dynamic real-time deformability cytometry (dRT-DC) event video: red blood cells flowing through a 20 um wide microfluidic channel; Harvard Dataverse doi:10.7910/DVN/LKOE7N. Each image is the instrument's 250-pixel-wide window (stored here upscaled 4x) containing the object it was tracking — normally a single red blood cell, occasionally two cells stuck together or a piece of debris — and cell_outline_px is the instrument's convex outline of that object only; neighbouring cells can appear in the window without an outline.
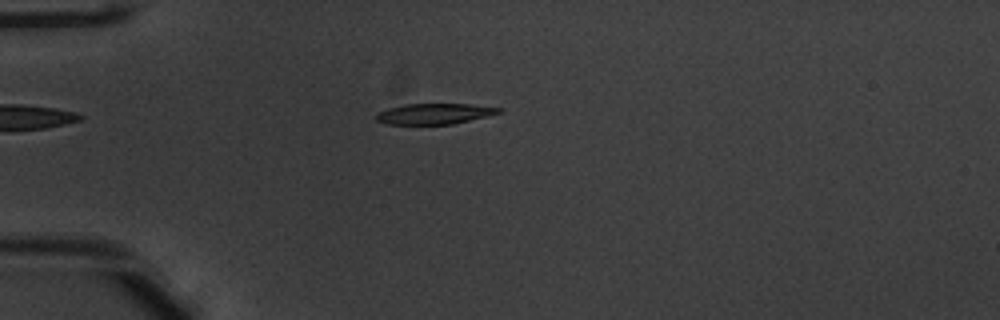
{"species": "common noctule bat (a hibernating species)", "species_latin": "Nyctalus noctula", "temperature_condition": "warm", "stored_images_in_passage": 52, "camera_frame_rate_fps": 3000, "um_per_image_px": 0.085, "animal": {"sex": "male", "body_mass_g": 20.1, "forearm_length_mm": 53.5}, "frame": {"image": 1, "passage_image": 15, "time_ms": 4.667, "image_size_px": [1000, 320], "cell_outline_px": [[500, 112], [452, 124], [388, 124], [376, 120], [376, 112], [388, 108], [404, 104], [468, 104], [500, 108]], "centroid_in_image_um": [36.82, 9.66], "position_along_channel_um": 48.2, "area_um2": 14.45}}
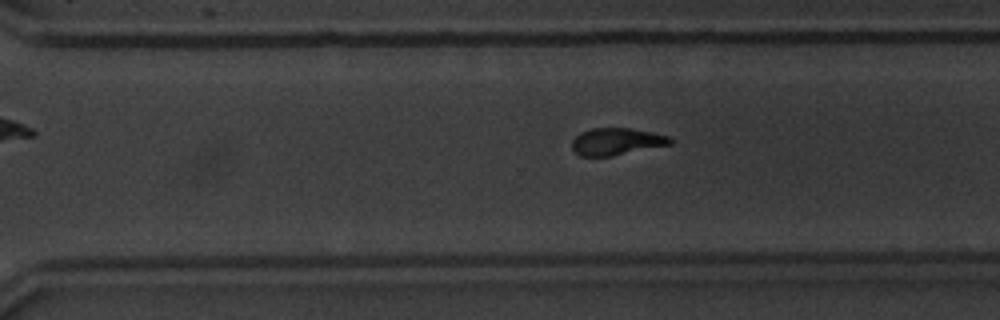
{"frame": {"image": 2, "passage_image": 37, "time_ms": 12.0, "image_size_px": [1000, 320], "cell_outline_px": [[672, 144], [612, 156], [580, 156], [572, 148], [572, 140], [580, 132], [592, 128], [632, 128], [652, 132], [668, 136], [672, 140]], "centroid_in_image_um": [52.4, 12.03], "position_along_channel_um": 318.2, "area_um2": 15.49}}
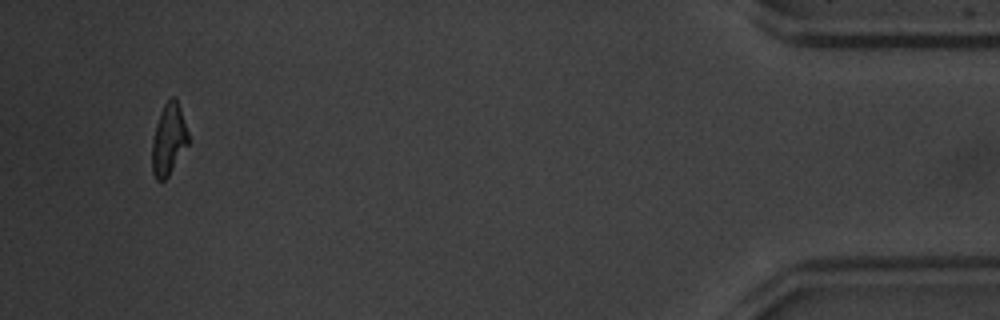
{"frame": {"image": 3, "passage_image": 50, "time_ms": 16.333, "image_size_px": [1000, 320], "cell_outline_px": [[192, 140], [168, 176], [164, 180], [156, 180], [152, 172], [152, 140], [156, 124], [160, 112], [164, 104], [172, 96], [176, 96]], "centroid_in_image_um": [14.37, 11.84], "position_along_channel_um": 420.8, "area_um2": 15.49}, "authors_computed_cell_mechanics": {"area_um2": 15.9239, "velocity_mm_per_s": 3.9502, "shape_relaxation_time_tau1_ms": 2.9198, "shape_relaxation_time_tau2_ms": 2.2986, "deformation_change_tau1": 0.1709, "deformation_change_tau2": 0.1051}}